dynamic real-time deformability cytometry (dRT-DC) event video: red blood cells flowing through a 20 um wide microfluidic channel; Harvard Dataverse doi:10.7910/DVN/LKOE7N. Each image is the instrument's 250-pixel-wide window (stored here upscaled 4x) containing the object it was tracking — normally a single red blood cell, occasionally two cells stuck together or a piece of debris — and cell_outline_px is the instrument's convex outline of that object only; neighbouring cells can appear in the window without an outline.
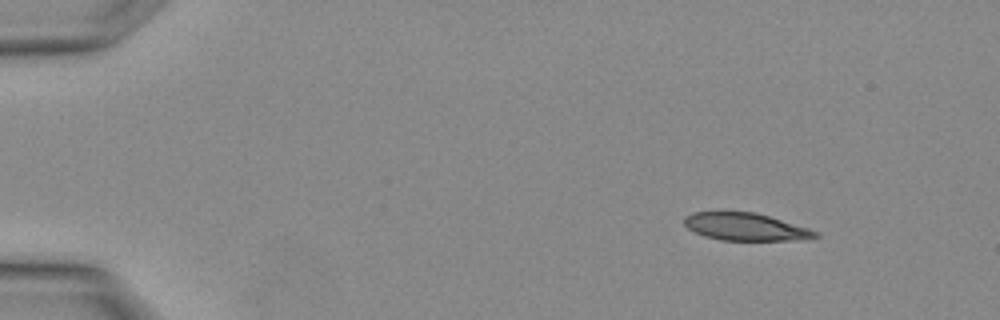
{"species": "Egyptian fruit bat (a non-hibernating species)", "species_latin": "Rousettus aegyptiacus", "temperature_condition": "warm", "stored_images_in_passage": 2, "camera_frame_rate_fps": 3000, "um_per_image_px": 0.085, "animal": {"sex": "female"}, "frame": {"image": 1, "passage_image": 2, "time_ms": 0.333, "image_size_px": [1000, 320], "cell_outline_px": [[820, 236], [800, 240], [720, 240], [704, 236], [688, 228], [684, 224], [684, 216], [692, 212], [752, 212], [768, 216], [808, 228], [820, 232]], "centroid_in_image_um": [63.37, 19.28], "position_along_channel_um": 21.6, "area_um2": 20.87}}